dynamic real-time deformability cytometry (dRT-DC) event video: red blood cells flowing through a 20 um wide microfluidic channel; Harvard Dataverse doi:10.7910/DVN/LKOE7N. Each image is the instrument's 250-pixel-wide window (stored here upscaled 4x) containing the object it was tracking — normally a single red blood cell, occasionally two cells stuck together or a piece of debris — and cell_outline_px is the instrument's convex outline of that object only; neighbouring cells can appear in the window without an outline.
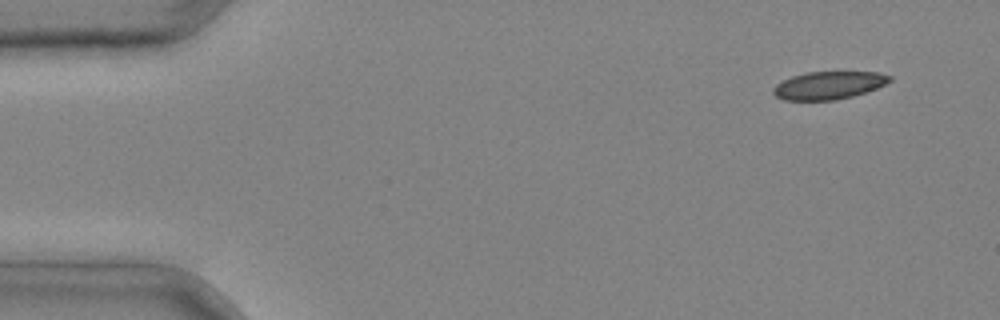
{"species": "common noctule bat (a hibernating species)", "species_latin": "Nyctalus noctula", "temperature_condition": "cold", "stored_images_in_passage": 2, "camera_frame_rate_fps": 3000, "um_per_image_px": 0.085, "animal": {"sex": "male", "body_mass_g": 20.4}, "frame": {"image": 1, "passage_image": 1, "time_ms": 0.0, "image_size_px": [1000, 320], "cell_outline_px": [[892, 80], [876, 88], [852, 96], [836, 100], [784, 100], [776, 96], [772, 92], [772, 88], [776, 84], [792, 76], [808, 72], [880, 72], [892, 76]], "centroid_in_image_um": [70.43, 7.25], "position_along_channel_um": 14.6, "area_um2": 18.79}}